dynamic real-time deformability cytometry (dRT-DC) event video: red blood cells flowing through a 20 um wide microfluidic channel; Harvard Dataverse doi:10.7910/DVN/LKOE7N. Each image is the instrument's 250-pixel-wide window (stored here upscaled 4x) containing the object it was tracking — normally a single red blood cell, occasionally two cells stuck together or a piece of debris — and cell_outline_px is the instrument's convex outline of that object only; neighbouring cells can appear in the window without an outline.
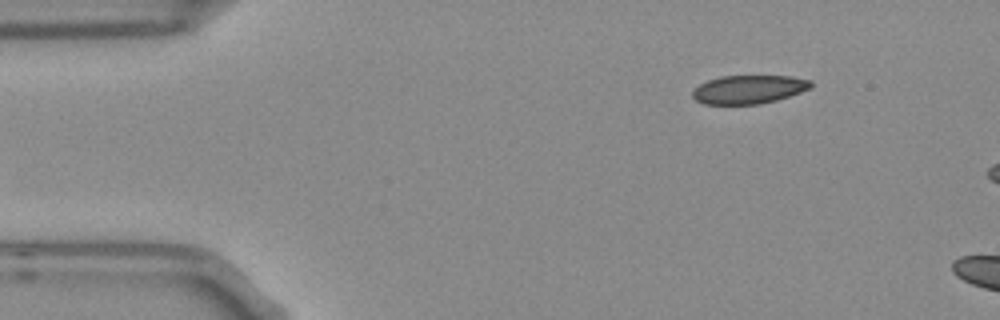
{"species": "Egyptian fruit bat (a non-hibernating species)", "species_latin": "Rousettus aegyptiacus", "temperature_condition": "room temperature", "stored_images_in_passage": 5, "segment_of_instrument_passage": [2, 2], "camera_frame_rate_fps": 3000, "um_per_image_px": 0.085, "frame": {"image": 1, "passage_image": 5, "time_ms": 1.333, "image_size_px": [1000, 320], "cell_outline_px": [[812, 84], [808, 88], [800, 92], [776, 100], [760, 104], [704, 104], [696, 100], [692, 96], [692, 92], [700, 84], [708, 80], [720, 76], [792, 76], [812, 80]], "centroid_in_image_um": [63.63, 7.59], "position_along_channel_um": 21.4, "area_um2": 19.54}}